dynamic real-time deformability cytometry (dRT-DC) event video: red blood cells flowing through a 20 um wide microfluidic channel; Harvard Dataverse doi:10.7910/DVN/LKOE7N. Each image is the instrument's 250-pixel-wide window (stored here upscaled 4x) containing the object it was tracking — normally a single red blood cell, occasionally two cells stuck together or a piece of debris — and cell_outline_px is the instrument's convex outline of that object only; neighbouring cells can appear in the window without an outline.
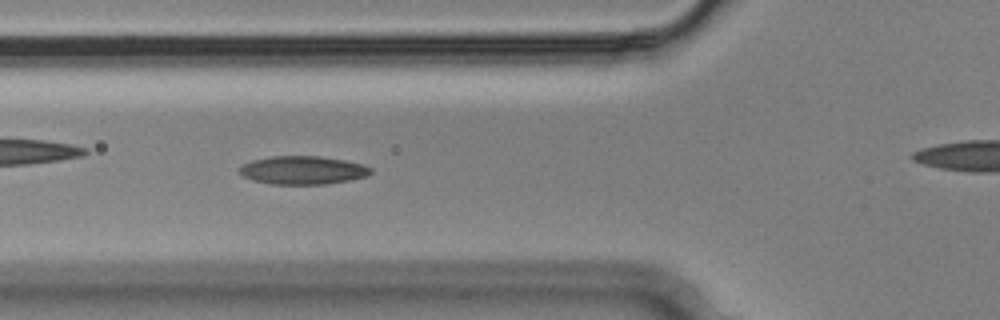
{"species": "Egyptian fruit bat (a non-hibernating species)", "species_latin": "Rousettus aegyptiacus", "temperature_condition": "cold", "stored_images_in_passage": 47, "camera_frame_rate_fps": 3000, "um_per_image_px": 0.085, "animal": {"sex": "male"}, "frame": {"image": 1, "passage_image": 19, "time_ms": 6.0, "image_size_px": [1000, 320], "cell_outline_px": [[372, 172], [368, 176], [348, 180], [324, 184], [272, 184], [252, 180], [244, 176], [240, 172], [240, 168], [244, 164], [252, 160], [272, 156], [320, 156], [344, 160], [360, 164], [372, 168]], "centroid_in_image_um": [25.75, 14.46], "position_along_channel_um": 100.1, "area_um2": 21.44}}
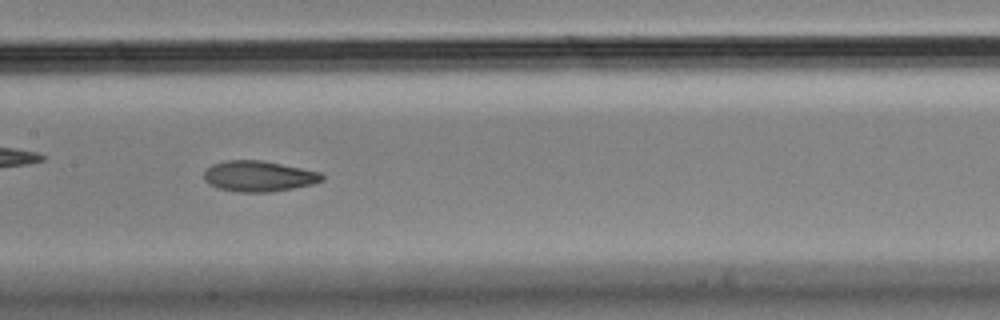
{"frame": {"image": 2, "passage_image": 26, "time_ms": 8.333, "image_size_px": [1000, 320], "cell_outline_px": [[324, 180], [312, 184], [292, 188], [268, 192], [236, 192], [216, 188], [208, 184], [204, 180], [204, 172], [212, 164], [224, 160], [264, 160], [320, 172], [324, 176]], "centroid_in_image_um": [21.96, 14.97], "position_along_channel_um": 185.4, "area_um2": 21.27}}
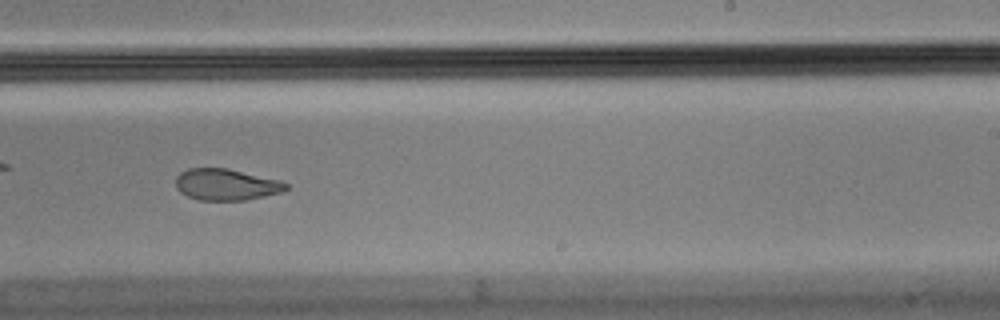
{"frame": {"image": 3, "passage_image": 33, "time_ms": 10.667, "image_size_px": [1000, 320], "cell_outline_px": [[288, 188], [284, 192], [244, 200], [200, 200], [188, 196], [180, 192], [176, 188], [176, 176], [180, 172], [188, 168], [228, 168], [280, 180], [288, 184]], "centroid_in_image_um": [19.23, 15.68], "position_along_channel_um": 269.8, "area_um2": 20.29}}